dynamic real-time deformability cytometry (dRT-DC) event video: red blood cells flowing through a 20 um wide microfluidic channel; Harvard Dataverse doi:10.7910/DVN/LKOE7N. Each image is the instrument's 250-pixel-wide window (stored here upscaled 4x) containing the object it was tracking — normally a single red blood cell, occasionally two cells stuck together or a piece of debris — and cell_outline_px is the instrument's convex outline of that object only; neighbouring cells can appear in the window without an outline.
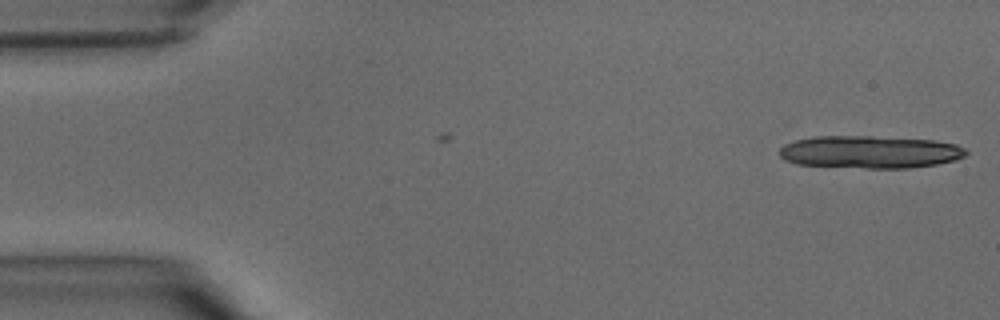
{"species": "common noctule bat (a hibernating species)", "species_latin": "Nyctalus noctula", "temperature_condition": "warm", "stored_images_in_passage": 5, "camera_frame_rate_fps": 3000, "um_per_image_px": 0.085, "animal": {"sex": "male", "body_mass_g": 15.6}, "frame": {"image": 1, "passage_image": 5, "time_ms": 1.333, "image_size_px": [1000, 320], "cell_outline_px": [[968, 152], [964, 156], [956, 160], [936, 164], [908, 168], [868, 168], [796, 164], [784, 160], [780, 156], [780, 148], [784, 144], [796, 140], [812, 136], [872, 136], [936, 140], [956, 144], [964, 148]], "centroid_in_image_um": [73.94, 12.91], "position_along_channel_um": 11.1, "area_um2": 35.55}}